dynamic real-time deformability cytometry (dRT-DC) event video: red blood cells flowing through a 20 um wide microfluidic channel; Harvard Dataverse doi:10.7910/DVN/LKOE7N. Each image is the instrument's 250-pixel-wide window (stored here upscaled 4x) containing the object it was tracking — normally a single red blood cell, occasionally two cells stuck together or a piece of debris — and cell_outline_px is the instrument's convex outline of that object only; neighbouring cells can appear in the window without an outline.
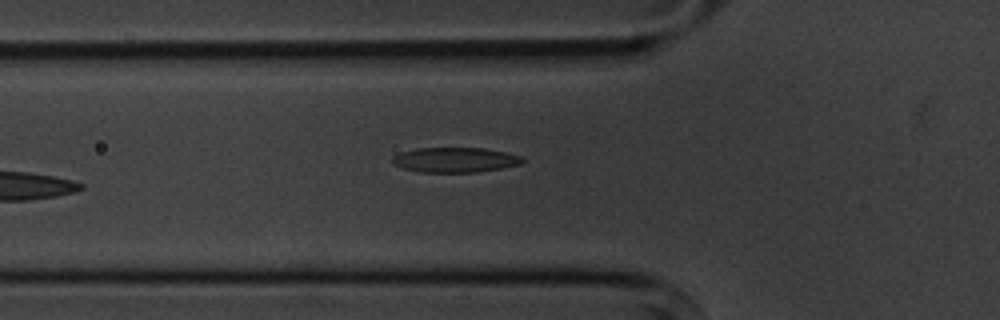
{"species": "common noctule bat (a hibernating species)", "species_latin": "Nyctalus noctula", "temperature_condition": "cold", "stored_images_in_passage": 4, "camera_frame_rate_fps": 3000, "um_per_image_px": 0.085, "animal": {"sex": "male", "body_mass_g": 20.1, "forearm_length_mm": 53.5}, "frame": {"image": 1, "passage_image": 4, "time_ms": 4.667, "image_size_px": [1000, 320], "cell_outline_px": [[524, 160], [520, 164], [500, 168], [476, 172], [420, 172], [404, 168], [392, 164], [392, 156], [400, 152], [416, 148], [484, 148], [504, 152], [520, 156]], "centroid_in_image_um": [38.62, 13.58], "position_along_channel_um": 87.2, "area_um2": 18.79}}